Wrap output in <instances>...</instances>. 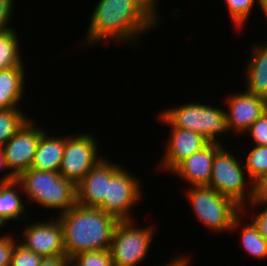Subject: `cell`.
<instances>
[{"label":"cell","instance_id":"6da1fadb","mask_svg":"<svg viewBox=\"0 0 267 266\" xmlns=\"http://www.w3.org/2000/svg\"><path fill=\"white\" fill-rule=\"evenodd\" d=\"M159 17L144 0H99L90 17L85 44L114 40L135 45L139 35L156 27Z\"/></svg>","mask_w":267,"mask_h":266},{"label":"cell","instance_id":"7a4b0ae2","mask_svg":"<svg viewBox=\"0 0 267 266\" xmlns=\"http://www.w3.org/2000/svg\"><path fill=\"white\" fill-rule=\"evenodd\" d=\"M63 227L66 256L92 250H109L119 220L96 207L77 203L57 217Z\"/></svg>","mask_w":267,"mask_h":266},{"label":"cell","instance_id":"3957f363","mask_svg":"<svg viewBox=\"0 0 267 266\" xmlns=\"http://www.w3.org/2000/svg\"><path fill=\"white\" fill-rule=\"evenodd\" d=\"M16 180L21 184V194H26L29 203L33 200L41 207L51 210L53 208L56 211L59 209L60 215L77 203L76 185L62 177L59 172L30 168Z\"/></svg>","mask_w":267,"mask_h":266},{"label":"cell","instance_id":"277c9868","mask_svg":"<svg viewBox=\"0 0 267 266\" xmlns=\"http://www.w3.org/2000/svg\"><path fill=\"white\" fill-rule=\"evenodd\" d=\"M187 191L196 218L208 229L218 233L231 232L241 223V216L245 213L232 199L207 185L190 186Z\"/></svg>","mask_w":267,"mask_h":266},{"label":"cell","instance_id":"5b68a950","mask_svg":"<svg viewBox=\"0 0 267 266\" xmlns=\"http://www.w3.org/2000/svg\"><path fill=\"white\" fill-rule=\"evenodd\" d=\"M160 121L170 127L190 130L202 135L210 143L221 144L216 139L229 131L224 109L203 103H188L159 113Z\"/></svg>","mask_w":267,"mask_h":266},{"label":"cell","instance_id":"8992f818","mask_svg":"<svg viewBox=\"0 0 267 266\" xmlns=\"http://www.w3.org/2000/svg\"><path fill=\"white\" fill-rule=\"evenodd\" d=\"M243 163L244 161L239 163V160L222 145L215 152L211 177L207 186L232 199L244 213L247 209L245 206L247 202L251 203L257 197V187L250 179H246L247 171ZM247 180L249 181L246 182ZM246 186L250 187L247 189Z\"/></svg>","mask_w":267,"mask_h":266},{"label":"cell","instance_id":"52a82bcc","mask_svg":"<svg viewBox=\"0 0 267 266\" xmlns=\"http://www.w3.org/2000/svg\"><path fill=\"white\" fill-rule=\"evenodd\" d=\"M140 184L135 175L107 160V197L97 208L118 220L133 219L130 210L143 197Z\"/></svg>","mask_w":267,"mask_h":266},{"label":"cell","instance_id":"ba28073f","mask_svg":"<svg viewBox=\"0 0 267 266\" xmlns=\"http://www.w3.org/2000/svg\"><path fill=\"white\" fill-rule=\"evenodd\" d=\"M133 223L134 219L119 220L114 230L109 249L114 266H136L148 255L155 228Z\"/></svg>","mask_w":267,"mask_h":266},{"label":"cell","instance_id":"9c48e42d","mask_svg":"<svg viewBox=\"0 0 267 266\" xmlns=\"http://www.w3.org/2000/svg\"><path fill=\"white\" fill-rule=\"evenodd\" d=\"M92 134L66 136L64 153L59 168L62 177L77 185L84 176L102 159L98 143Z\"/></svg>","mask_w":267,"mask_h":266},{"label":"cell","instance_id":"30bf717a","mask_svg":"<svg viewBox=\"0 0 267 266\" xmlns=\"http://www.w3.org/2000/svg\"><path fill=\"white\" fill-rule=\"evenodd\" d=\"M29 119L1 148L10 173L17 178L29 170L34 160L38 142L45 131Z\"/></svg>","mask_w":267,"mask_h":266},{"label":"cell","instance_id":"8fae6325","mask_svg":"<svg viewBox=\"0 0 267 266\" xmlns=\"http://www.w3.org/2000/svg\"><path fill=\"white\" fill-rule=\"evenodd\" d=\"M55 219L27 224L22 235L24 240L20 241L17 235L18 243L42 257L66 255L63 227L60 220Z\"/></svg>","mask_w":267,"mask_h":266},{"label":"cell","instance_id":"7c38bea8","mask_svg":"<svg viewBox=\"0 0 267 266\" xmlns=\"http://www.w3.org/2000/svg\"><path fill=\"white\" fill-rule=\"evenodd\" d=\"M225 111L229 130L244 134L250 126L267 110V100L246 91L228 96Z\"/></svg>","mask_w":267,"mask_h":266},{"label":"cell","instance_id":"4fadbf2b","mask_svg":"<svg viewBox=\"0 0 267 266\" xmlns=\"http://www.w3.org/2000/svg\"><path fill=\"white\" fill-rule=\"evenodd\" d=\"M170 128V137L167 139V149H165L166 153L159 164L167 172H172L182 161L210 143L199 133L178 127Z\"/></svg>","mask_w":267,"mask_h":266},{"label":"cell","instance_id":"5bb4252c","mask_svg":"<svg viewBox=\"0 0 267 266\" xmlns=\"http://www.w3.org/2000/svg\"><path fill=\"white\" fill-rule=\"evenodd\" d=\"M218 143H209L202 150L193 153L182 161L173 171L190 186L208 185L212 172L215 152L221 147Z\"/></svg>","mask_w":267,"mask_h":266},{"label":"cell","instance_id":"9a60e30c","mask_svg":"<svg viewBox=\"0 0 267 266\" xmlns=\"http://www.w3.org/2000/svg\"><path fill=\"white\" fill-rule=\"evenodd\" d=\"M107 197V159L102 158L76 185V201L84 207H98Z\"/></svg>","mask_w":267,"mask_h":266},{"label":"cell","instance_id":"2e32d148","mask_svg":"<svg viewBox=\"0 0 267 266\" xmlns=\"http://www.w3.org/2000/svg\"><path fill=\"white\" fill-rule=\"evenodd\" d=\"M253 51L246 65V92L267 100V41L253 45Z\"/></svg>","mask_w":267,"mask_h":266},{"label":"cell","instance_id":"e0dca14e","mask_svg":"<svg viewBox=\"0 0 267 266\" xmlns=\"http://www.w3.org/2000/svg\"><path fill=\"white\" fill-rule=\"evenodd\" d=\"M66 137L48 136L45 130L41 135L34 156L32 169L58 172L65 147Z\"/></svg>","mask_w":267,"mask_h":266},{"label":"cell","instance_id":"ac0fdd59","mask_svg":"<svg viewBox=\"0 0 267 266\" xmlns=\"http://www.w3.org/2000/svg\"><path fill=\"white\" fill-rule=\"evenodd\" d=\"M25 67H13L0 71V109L19 108L25 82ZM18 106V107H17Z\"/></svg>","mask_w":267,"mask_h":266},{"label":"cell","instance_id":"d6986e66","mask_svg":"<svg viewBox=\"0 0 267 266\" xmlns=\"http://www.w3.org/2000/svg\"><path fill=\"white\" fill-rule=\"evenodd\" d=\"M18 188V189H17ZM22 190L21 184L15 179L12 182L1 183L0 184V228L7 222L20 221L22 218L26 222L27 213L26 203H23V200L18 196L19 192L16 191Z\"/></svg>","mask_w":267,"mask_h":266},{"label":"cell","instance_id":"ffe728a7","mask_svg":"<svg viewBox=\"0 0 267 266\" xmlns=\"http://www.w3.org/2000/svg\"><path fill=\"white\" fill-rule=\"evenodd\" d=\"M17 36L14 28L0 33V71L13 67H25L20 56Z\"/></svg>","mask_w":267,"mask_h":266},{"label":"cell","instance_id":"44dd1931","mask_svg":"<svg viewBox=\"0 0 267 266\" xmlns=\"http://www.w3.org/2000/svg\"><path fill=\"white\" fill-rule=\"evenodd\" d=\"M254 146L246 157L244 167L247 177L258 187L267 177V146Z\"/></svg>","mask_w":267,"mask_h":266},{"label":"cell","instance_id":"7402d4cb","mask_svg":"<svg viewBox=\"0 0 267 266\" xmlns=\"http://www.w3.org/2000/svg\"><path fill=\"white\" fill-rule=\"evenodd\" d=\"M20 108L0 109V148L30 119Z\"/></svg>","mask_w":267,"mask_h":266},{"label":"cell","instance_id":"603a6c76","mask_svg":"<svg viewBox=\"0 0 267 266\" xmlns=\"http://www.w3.org/2000/svg\"><path fill=\"white\" fill-rule=\"evenodd\" d=\"M242 229L241 244L246 253L259 259L267 258V240L259 233L253 222L245 223Z\"/></svg>","mask_w":267,"mask_h":266},{"label":"cell","instance_id":"cb8c5ba5","mask_svg":"<svg viewBox=\"0 0 267 266\" xmlns=\"http://www.w3.org/2000/svg\"><path fill=\"white\" fill-rule=\"evenodd\" d=\"M70 266H114L110 250H92L70 259Z\"/></svg>","mask_w":267,"mask_h":266},{"label":"cell","instance_id":"d4e9b609","mask_svg":"<svg viewBox=\"0 0 267 266\" xmlns=\"http://www.w3.org/2000/svg\"><path fill=\"white\" fill-rule=\"evenodd\" d=\"M258 0H225L229 16L237 28H242Z\"/></svg>","mask_w":267,"mask_h":266},{"label":"cell","instance_id":"484cf974","mask_svg":"<svg viewBox=\"0 0 267 266\" xmlns=\"http://www.w3.org/2000/svg\"><path fill=\"white\" fill-rule=\"evenodd\" d=\"M14 247L10 266H39L42 256L37 255L33 251L27 250L18 243Z\"/></svg>","mask_w":267,"mask_h":266},{"label":"cell","instance_id":"4316f807","mask_svg":"<svg viewBox=\"0 0 267 266\" xmlns=\"http://www.w3.org/2000/svg\"><path fill=\"white\" fill-rule=\"evenodd\" d=\"M257 146H267V110L248 129Z\"/></svg>","mask_w":267,"mask_h":266},{"label":"cell","instance_id":"83f0119b","mask_svg":"<svg viewBox=\"0 0 267 266\" xmlns=\"http://www.w3.org/2000/svg\"><path fill=\"white\" fill-rule=\"evenodd\" d=\"M267 206V201L260 199L259 197H256L250 204V208H253V210H255V208L260 206V205H264L265 204ZM264 207L265 209L262 211L260 210V213H258V216L256 214V216H254V218L252 217L251 221L253 222V224L257 227L259 233L267 240V207ZM255 207V208H254Z\"/></svg>","mask_w":267,"mask_h":266},{"label":"cell","instance_id":"f1b7e54d","mask_svg":"<svg viewBox=\"0 0 267 266\" xmlns=\"http://www.w3.org/2000/svg\"><path fill=\"white\" fill-rule=\"evenodd\" d=\"M5 234L0 237V266H10L12 253L17 244L13 236Z\"/></svg>","mask_w":267,"mask_h":266},{"label":"cell","instance_id":"f546056e","mask_svg":"<svg viewBox=\"0 0 267 266\" xmlns=\"http://www.w3.org/2000/svg\"><path fill=\"white\" fill-rule=\"evenodd\" d=\"M14 5L9 0H0V33L13 27H9Z\"/></svg>","mask_w":267,"mask_h":266},{"label":"cell","instance_id":"4dcf8cb0","mask_svg":"<svg viewBox=\"0 0 267 266\" xmlns=\"http://www.w3.org/2000/svg\"><path fill=\"white\" fill-rule=\"evenodd\" d=\"M39 266H70V259L66 255L43 257Z\"/></svg>","mask_w":267,"mask_h":266},{"label":"cell","instance_id":"1f68e13d","mask_svg":"<svg viewBox=\"0 0 267 266\" xmlns=\"http://www.w3.org/2000/svg\"><path fill=\"white\" fill-rule=\"evenodd\" d=\"M0 170H8V172H6L7 174H5L2 178H0V184L1 183H7V182H12L14 181L16 178L10 173L7 164H6V160L4 158L3 155V151L2 148H0Z\"/></svg>","mask_w":267,"mask_h":266},{"label":"cell","instance_id":"d6a6232c","mask_svg":"<svg viewBox=\"0 0 267 266\" xmlns=\"http://www.w3.org/2000/svg\"><path fill=\"white\" fill-rule=\"evenodd\" d=\"M188 265H189L188 257L180 255L179 257L176 256L174 260L170 261L165 266H188Z\"/></svg>","mask_w":267,"mask_h":266},{"label":"cell","instance_id":"836d02e7","mask_svg":"<svg viewBox=\"0 0 267 266\" xmlns=\"http://www.w3.org/2000/svg\"><path fill=\"white\" fill-rule=\"evenodd\" d=\"M257 197L267 201V177L264 181L257 187Z\"/></svg>","mask_w":267,"mask_h":266},{"label":"cell","instance_id":"e575fe53","mask_svg":"<svg viewBox=\"0 0 267 266\" xmlns=\"http://www.w3.org/2000/svg\"><path fill=\"white\" fill-rule=\"evenodd\" d=\"M258 5L261 8L262 13L266 16L267 18V0H258Z\"/></svg>","mask_w":267,"mask_h":266},{"label":"cell","instance_id":"d590c367","mask_svg":"<svg viewBox=\"0 0 267 266\" xmlns=\"http://www.w3.org/2000/svg\"><path fill=\"white\" fill-rule=\"evenodd\" d=\"M157 14H158V6H157V3L158 1L157 0H144Z\"/></svg>","mask_w":267,"mask_h":266}]
</instances>
